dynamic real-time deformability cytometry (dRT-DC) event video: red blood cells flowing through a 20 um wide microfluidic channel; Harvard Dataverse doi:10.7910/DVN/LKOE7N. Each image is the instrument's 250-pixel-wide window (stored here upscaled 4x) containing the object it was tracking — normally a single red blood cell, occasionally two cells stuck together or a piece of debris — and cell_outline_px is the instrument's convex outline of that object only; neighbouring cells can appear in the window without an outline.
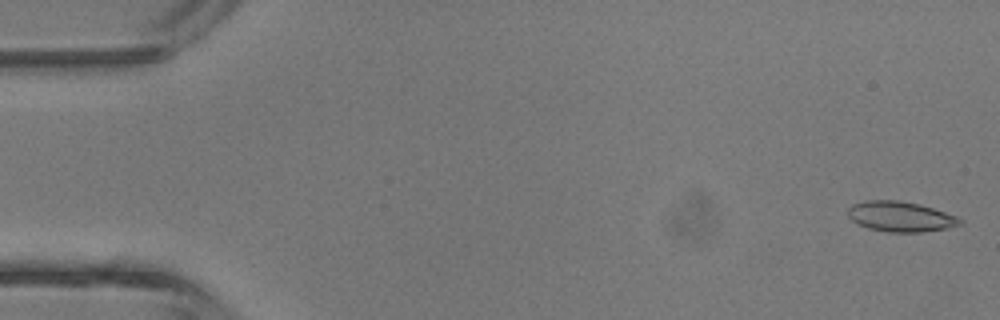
{"species": "common noctule bat (a hibernating species)", "species_latin": "Nyctalus noctula", "temperature_condition": "room temperature", "stored_images_in_passage": 4, "camera_frame_rate_fps": 3000, "um_per_image_px": 0.085, "animal": {"sex": "male", "body_mass_g": 13.3}, "frame": {"image": 1, "passage_image": 1, "time_ms": 0.0, "image_size_px": [1000, 320], "cell_outline_px": [[964, 220], [960, 224], [944, 228], [924, 232], [888, 232], [868, 228], [852, 220], [848, 216], [848, 208], [852, 204], [864, 200], [900, 200], [920, 204], [956, 216]], "centroid_in_image_um": [76.51, 18.4], "position_along_channel_um": 8.5, "area_um2": 19.65}}
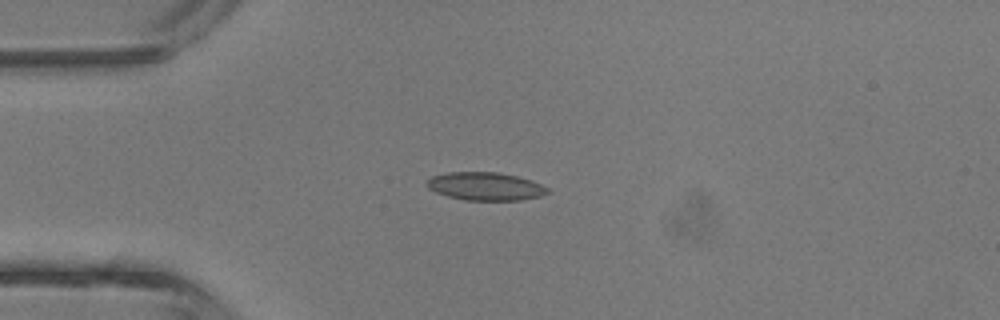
{"frame": {"image": 2, "passage_image": 4, "time_ms": 3.333, "image_size_px": [1000, 320], "cell_outline_px": [[552, 192], [540, 196], [520, 200], [464, 200], [448, 196], [436, 192], [428, 188], [424, 184], [432, 176], [448, 172], [496, 172], [516, 176], [532, 180], [548, 188]], "centroid_in_image_um": [41.26, 15.84], "position_along_channel_um": 43.7, "area_um2": 19.77}}